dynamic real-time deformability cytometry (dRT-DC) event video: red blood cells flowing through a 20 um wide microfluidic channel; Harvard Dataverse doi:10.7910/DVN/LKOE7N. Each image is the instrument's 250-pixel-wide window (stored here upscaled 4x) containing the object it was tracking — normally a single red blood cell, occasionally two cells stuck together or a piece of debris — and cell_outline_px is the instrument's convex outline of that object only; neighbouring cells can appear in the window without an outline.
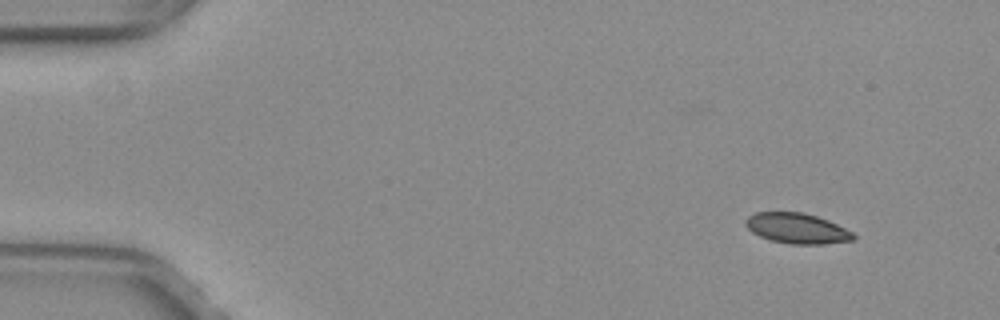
{"species": "common noctule bat (a hibernating species)", "species_latin": "Nyctalus noctula", "temperature_condition": "warm", "stored_images_in_passage": 48, "camera_frame_rate_fps": 3000, "um_per_image_px": 0.085, "animal": {"sex": "female", "body_mass_g": 29.2, "forearm_length_mm": 56.3}, "frame": {"image": 1, "passage_image": 1, "time_ms": 0.0, "image_size_px": [1000, 320], "cell_outline_px": [[856, 236], [852, 240], [824, 244], [788, 244], [772, 240], [760, 236], [752, 232], [744, 224], [744, 220], [748, 216], [756, 212], [804, 212], [828, 220], [852, 232]], "centroid_in_image_um": [67.71, 19.4], "position_along_channel_um": 17.3, "area_um2": 19.02}}
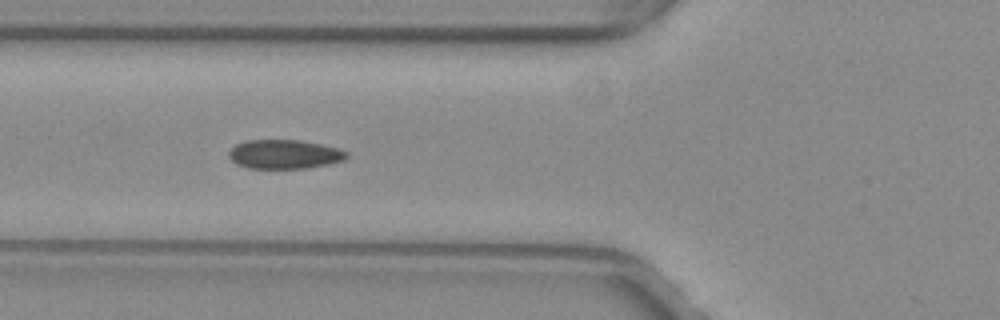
{"frame": {"image": 2, "passage_image": 16, "time_ms": 5.0, "image_size_px": [1000, 320], "cell_outline_px": [[348, 156], [344, 160], [328, 164], [308, 168], [248, 168], [236, 164], [228, 156], [228, 152], [236, 144], [244, 140], [300, 140], [320, 144], [336, 148], [348, 152]], "centroid_in_image_um": [24.15, 13.11], "position_along_channel_um": 101.6, "area_um2": 19.94}}
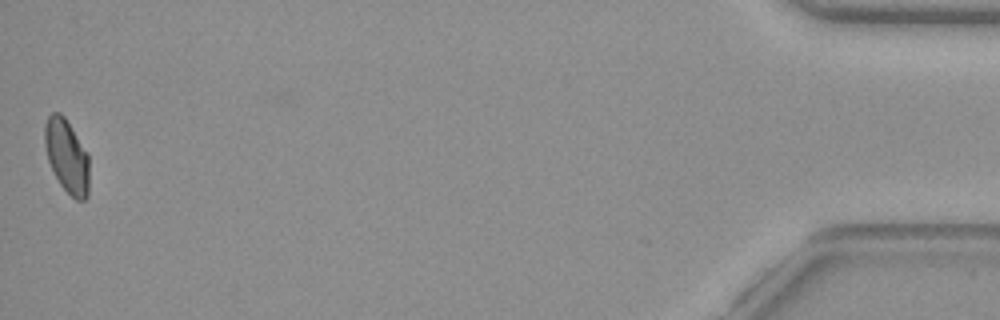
{"frame": {"image": 3, "passage_image": 48, "time_ms": 15.667, "image_size_px": [1000, 320], "cell_outline_px": [[88, 196], [84, 200], [76, 200], [60, 184], [48, 160], [44, 144], [44, 124], [48, 116], [52, 112], [60, 112], [64, 116], [88, 152]], "centroid_in_image_um": [5.67, 13.23], "position_along_channel_um": 429.5, "area_um2": 19.02}, "authors_computed_cell_mechanics": {"area_um2": 19.941, "velocity_mm_per_s": 3.9815, "shape_relaxation_time_tau1_ms": null, "shape_relaxation_time_tau2_ms": 0.6796, "deformation_change_tau1": null, "deformation_change_tau2": 0.0537}}